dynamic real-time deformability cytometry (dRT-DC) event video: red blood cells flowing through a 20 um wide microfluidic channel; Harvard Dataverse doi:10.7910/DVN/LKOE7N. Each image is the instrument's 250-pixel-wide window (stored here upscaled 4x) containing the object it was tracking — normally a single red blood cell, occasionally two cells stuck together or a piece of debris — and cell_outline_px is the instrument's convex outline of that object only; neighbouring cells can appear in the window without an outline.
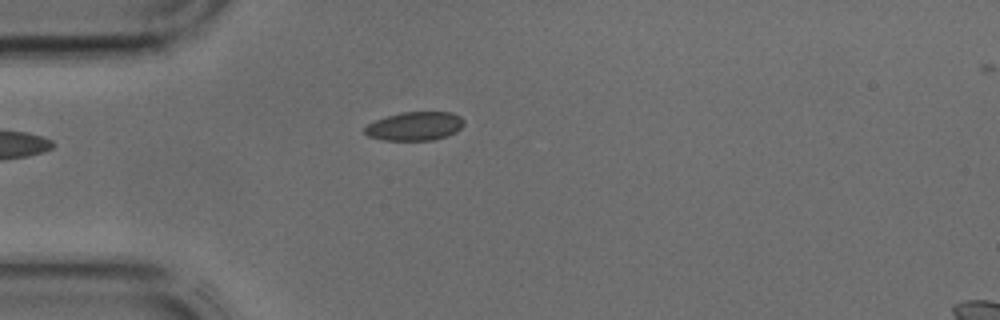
{"species": "common noctule bat (a hibernating species)", "species_latin": "Nyctalus noctula", "temperature_condition": "cold", "stored_images_in_passage": 32, "camera_frame_rate_fps": 3000, "um_per_image_px": 0.085, "animal": {"sex": "male", "body_mass_g": 17.9, "forearm_length_mm": 54.2}, "frame": {"image": 1, "passage_image": 1, "time_ms": 0.0, "image_size_px": [1000, 320], "cell_outline_px": [[464, 124], [456, 132], [432, 140], [380, 140], [368, 136], [364, 132], [364, 128], [368, 124], [376, 120], [400, 112], [452, 112], [460, 116], [464, 120]], "centroid_in_image_um": [35.25, 10.72], "position_along_channel_um": 49.8, "area_um2": 16.53}}
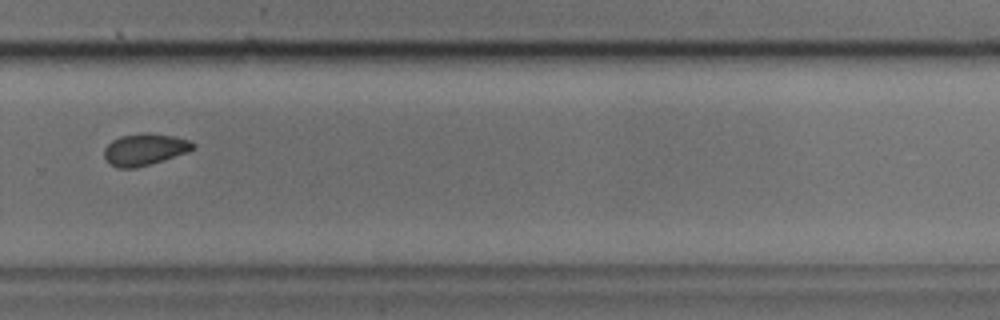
{"frame": {"image": 2, "passage_image": 19, "time_ms": 6.0, "image_size_px": [1000, 320], "cell_outline_px": [[196, 148], [188, 152], [136, 168], [120, 168], [108, 164], [104, 156], [104, 148], [112, 140], [120, 136], [148, 132], [172, 136], [188, 140], [196, 144]], "centroid_in_image_um": [12.28, 12.7], "position_along_channel_um": 317.5, "area_um2": 16.42}}